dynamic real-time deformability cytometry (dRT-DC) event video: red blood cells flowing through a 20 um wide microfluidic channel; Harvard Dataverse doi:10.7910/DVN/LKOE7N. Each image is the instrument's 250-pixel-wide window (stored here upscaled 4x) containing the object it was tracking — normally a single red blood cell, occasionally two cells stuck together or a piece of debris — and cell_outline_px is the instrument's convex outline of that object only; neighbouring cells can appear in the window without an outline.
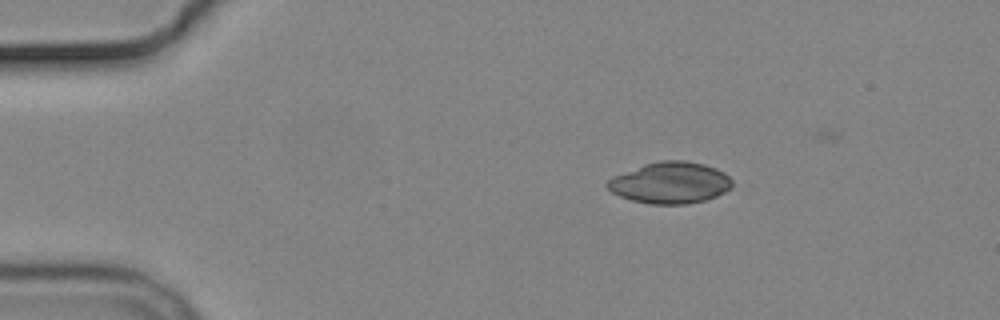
{"species": "common noctule bat (a hibernating species)", "species_latin": "Nyctalus noctula", "temperature_condition": "cold", "stored_images_in_passage": 3, "camera_frame_rate_fps": 3000, "um_per_image_px": 0.085, "animal": {"sex": "male", "body_mass_g": 19.2, "forearm_length_mm": 51.8}, "frame": {"image": 1, "passage_image": 1, "time_ms": 0.0, "image_size_px": [1000, 320], "cell_outline_px": [[732, 188], [716, 196], [704, 200], [684, 204], [652, 204], [632, 200], [620, 196], [612, 192], [604, 184], [612, 176], [644, 164], [660, 160], [684, 160], [704, 164], [716, 168], [724, 172], [732, 180]], "centroid_in_image_um": [56.96, 15.52], "position_along_channel_um": 28.0, "area_um2": 30.17}}